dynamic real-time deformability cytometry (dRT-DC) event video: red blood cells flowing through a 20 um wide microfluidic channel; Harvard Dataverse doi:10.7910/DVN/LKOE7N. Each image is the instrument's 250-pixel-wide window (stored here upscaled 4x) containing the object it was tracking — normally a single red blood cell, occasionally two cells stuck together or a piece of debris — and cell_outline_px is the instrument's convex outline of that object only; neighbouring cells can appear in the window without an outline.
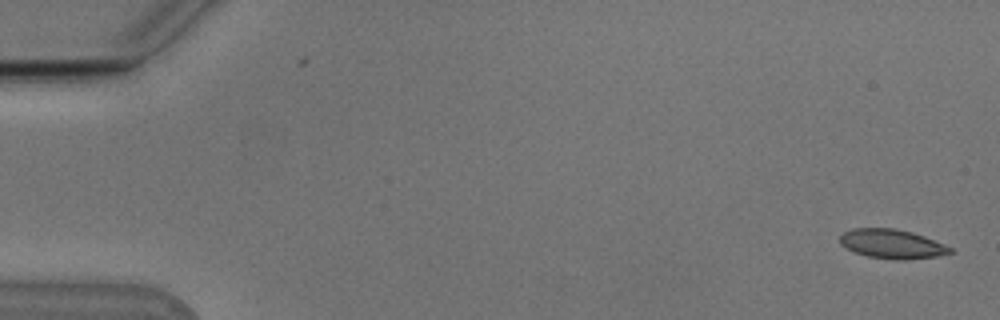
{"species": "Egyptian fruit bat (a non-hibernating species)", "species_latin": "Rousettus aegyptiacus", "temperature_condition": "cold", "stored_images_in_passage": 55, "camera_frame_rate_fps": 3000, "um_per_image_px": 0.085, "animal": {"sex": "male"}, "frame": {"image": 1, "passage_image": 2, "time_ms": 0.333, "image_size_px": [1000, 320], "cell_outline_px": [[952, 252], [936, 256], [904, 260], [896, 260], [868, 256], [852, 252], [840, 244], [840, 236], [844, 232], [852, 228], [896, 228], [912, 232], [924, 236], [952, 248]], "centroid_in_image_um": [75.77, 20.73], "position_along_channel_um": 9.2, "area_um2": 18.73}}
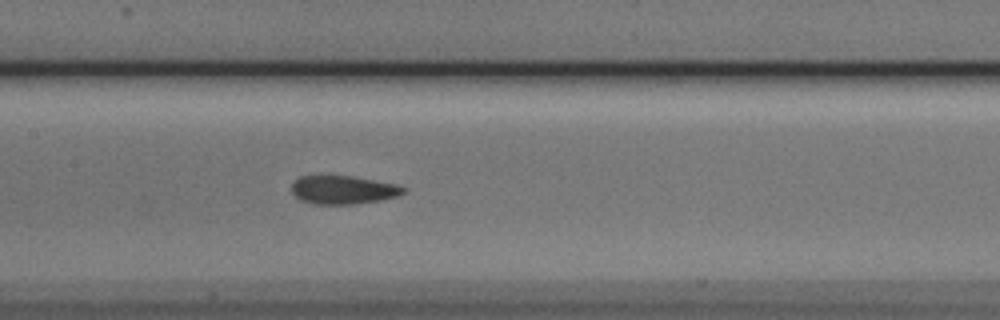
{"frame": {"image": 2, "passage_image": 27, "time_ms": 8.667, "image_size_px": [1000, 320], "cell_outline_px": [[408, 192], [400, 196], [380, 200], [356, 204], [316, 204], [300, 200], [292, 192], [292, 184], [300, 176], [352, 176], [396, 184], [408, 188]], "centroid_in_image_um": [29.24, 16.14], "position_along_channel_um": 178.2, "area_um2": 18.61}}
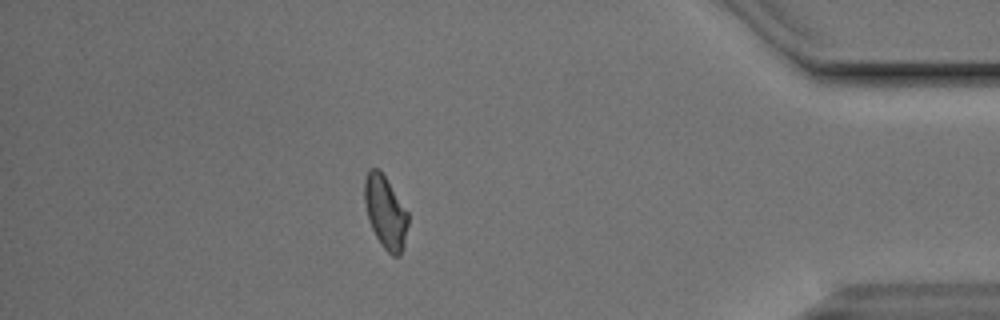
{"frame": {"image": 3, "passage_image": 48, "time_ms": 15.667, "image_size_px": [1000, 320], "cell_outline_px": [[408, 224], [404, 248], [400, 256], [392, 256], [380, 244], [368, 220], [364, 200], [364, 180], [368, 168], [380, 168], [408, 212]], "centroid_in_image_um": [32.76, 18.02], "position_along_channel_um": 402.4, "area_um2": 18.73}, "authors_computed_cell_mechanics": {"area_um2": 18.9006, "velocity_mm_per_s": 3.7839, "shape_relaxation_time_tau1_ms": null, "shape_relaxation_time_tau2_ms": 2.5876, "deformation_change_tau1": null, "deformation_change_tau2": 0.0758}}